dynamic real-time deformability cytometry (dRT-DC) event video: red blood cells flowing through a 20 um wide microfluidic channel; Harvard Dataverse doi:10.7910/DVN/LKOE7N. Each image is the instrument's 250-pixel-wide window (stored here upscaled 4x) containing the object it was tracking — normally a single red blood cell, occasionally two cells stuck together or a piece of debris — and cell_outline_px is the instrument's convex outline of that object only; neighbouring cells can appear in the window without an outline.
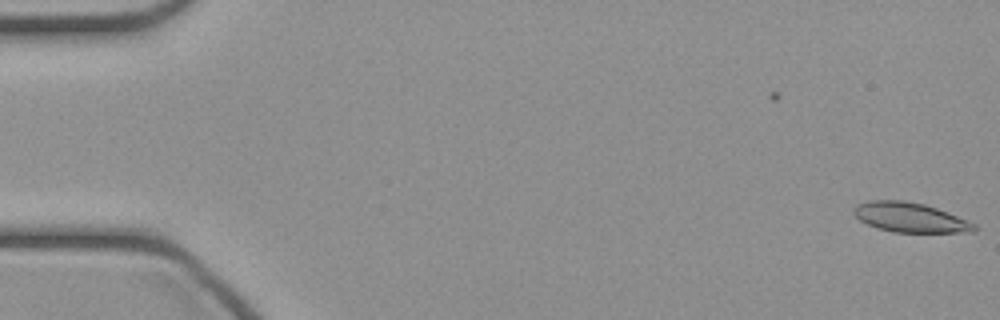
{"species": "common noctule bat (a hibernating species)", "species_latin": "Nyctalus noctula", "temperature_condition": "cold", "stored_images_in_passage": 5, "camera_frame_rate_fps": 3000, "um_per_image_px": 0.085, "animal": {"sex": "female", "body_mass_g": 21.9}, "frame": {"image": 1, "passage_image": 5, "time_ms": 1.333, "image_size_px": [1000, 320], "cell_outline_px": [[976, 232], [892, 232], [876, 228], [860, 220], [852, 212], [852, 208], [856, 204], [868, 200], [904, 200], [924, 204], [948, 212], [968, 220], [976, 224]], "centroid_in_image_um": [77.34, 18.47], "position_along_channel_um": 7.7, "area_um2": 20.98}}